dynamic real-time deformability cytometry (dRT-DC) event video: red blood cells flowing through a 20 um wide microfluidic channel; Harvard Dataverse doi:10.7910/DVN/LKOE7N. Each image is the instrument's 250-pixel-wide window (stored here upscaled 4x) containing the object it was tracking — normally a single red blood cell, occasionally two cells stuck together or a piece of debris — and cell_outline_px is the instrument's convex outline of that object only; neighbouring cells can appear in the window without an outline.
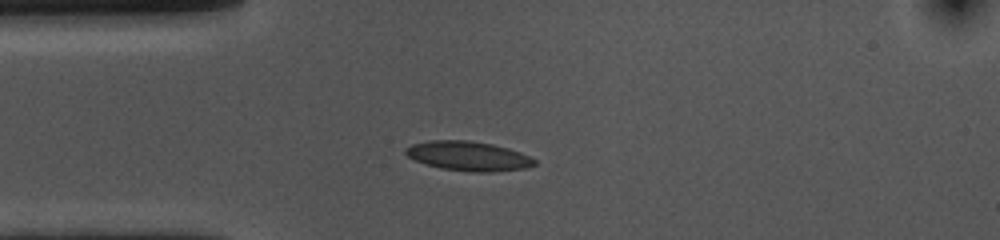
{"species": "common noctule bat (a hibernating species)", "species_latin": "Nyctalus noctula", "temperature_condition": "cold", "stored_images_in_passage": 43, "camera_frame_rate_fps": 3000, "um_per_image_px": 0.085, "animal": {"sex": "female", "body_mass_g": 10.0, "forearm_length_mm": 53.1}, "frame": {"image": 1, "passage_image": 1, "time_ms": 0.0, "image_size_px": [1000, 240], "cell_outline_px": [[536, 164], [528, 168], [492, 172], [472, 172], [440, 168], [424, 164], [408, 156], [404, 152], [404, 148], [412, 144], [428, 140], [468, 140], [492, 144], [508, 148], [520, 152], [536, 160]], "centroid_in_image_um": [39.8, 13.26], "position_along_channel_um": 45.2, "area_um2": 22.25}}
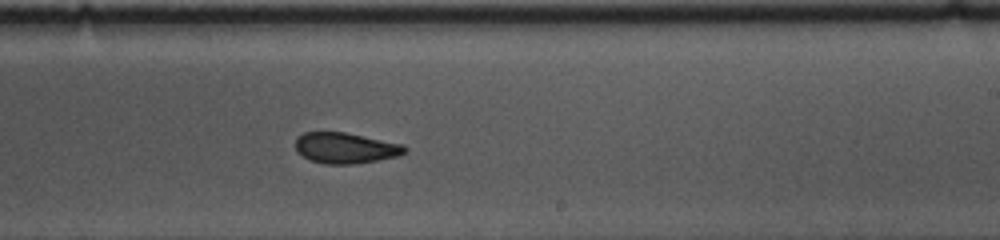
{"frame": {"image": 2, "passage_image": 20, "time_ms": 6.333, "image_size_px": [1000, 240], "cell_outline_px": [[408, 152], [396, 156], [380, 160], [356, 164], [324, 164], [312, 160], [304, 156], [296, 148], [296, 136], [304, 132], [344, 132], [400, 144], [408, 148]], "centroid_in_image_um": [29.37, 12.58], "position_along_channel_um": 259.6, "area_um2": 19.42}}
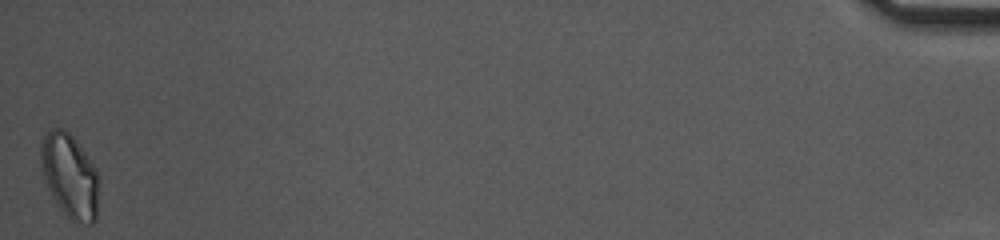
{"frame": {"image": 3, "passage_image": 43, "time_ms": 14.0, "image_size_px": [1000, 240], "cell_outline_px": [[96, 220], [92, 224], [88, 224], [68, 220], [52, 196], [48, 188], [44, 176], [40, 160], [40, 148], [44, 136], [52, 128], [64, 128], [72, 136], [96, 168]], "centroid_in_image_um": [5.9, 14.95], "position_along_channel_um": 429.3, "area_um2": 27.86}, "authors_computed_cell_mechanics": {"area_um2": 20.8658, "velocity_mm_per_s": 3.5406, "shape_relaxation_time_tau1_ms": 4.5787, "shape_relaxation_time_tau2_ms": 5.221, "deformation_change_tau1": 0.1147, "deformation_change_tau2": 0.1044}}